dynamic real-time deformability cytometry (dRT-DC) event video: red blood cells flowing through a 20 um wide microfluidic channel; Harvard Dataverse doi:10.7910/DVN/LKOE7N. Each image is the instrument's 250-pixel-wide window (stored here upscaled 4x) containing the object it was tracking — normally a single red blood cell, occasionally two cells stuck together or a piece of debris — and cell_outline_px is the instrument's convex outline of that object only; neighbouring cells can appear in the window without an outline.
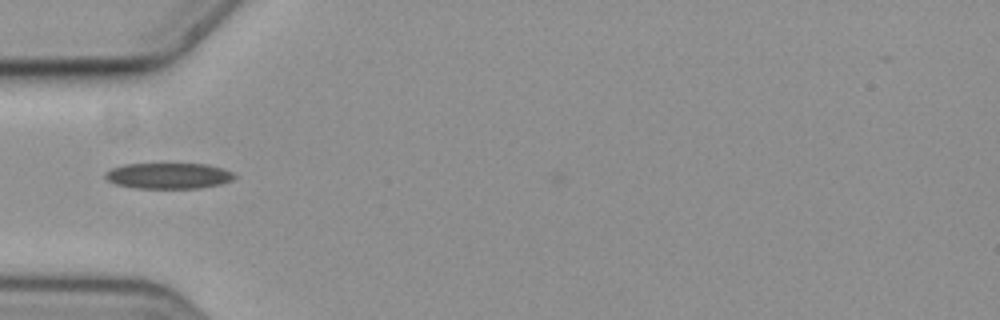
{"species": "common noctule bat (a hibernating species)", "species_latin": "Nyctalus noctula", "temperature_condition": "cold", "stored_images_in_passage": 3, "camera_frame_rate_fps": 3000, "um_per_image_px": 0.085, "animal": {"sex": "female", "body_mass_g": 19.3, "forearm_length_mm": 54.1}, "frame": {"image": 1, "passage_image": 1, "time_ms": 0.0, "image_size_px": [1000, 320], "cell_outline_px": [[236, 176], [232, 180], [220, 184], [200, 188], [136, 188], [116, 184], [108, 180], [104, 176], [104, 172], [112, 168], [124, 164], [208, 164], [232, 172]], "centroid_in_image_um": [14.31, 14.94], "position_along_channel_um": 70.7, "area_um2": 19.36}}